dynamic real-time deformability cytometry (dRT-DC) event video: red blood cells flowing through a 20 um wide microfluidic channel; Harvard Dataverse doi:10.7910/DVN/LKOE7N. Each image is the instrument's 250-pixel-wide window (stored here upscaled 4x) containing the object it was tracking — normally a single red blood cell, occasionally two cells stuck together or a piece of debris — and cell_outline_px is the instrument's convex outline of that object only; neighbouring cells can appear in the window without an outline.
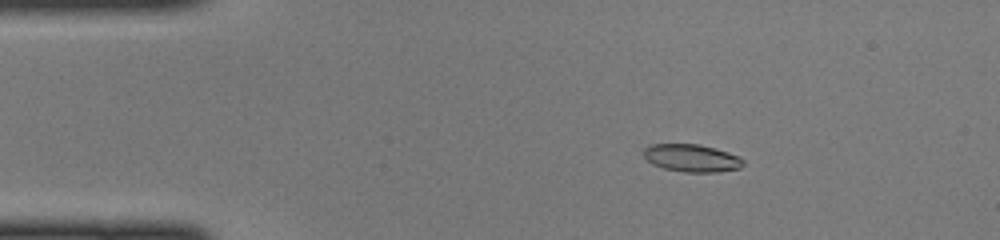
{"species": "common noctule bat (a hibernating species)", "species_latin": "Nyctalus noctula", "temperature_condition": "cold", "stored_images_in_passage": 46, "camera_frame_rate_fps": 3000, "um_per_image_px": 0.085, "animal": {"sex": "female", "body_mass_g": 22.0, "forearm_length_mm": 56.7}, "frame": {"image": 1, "passage_image": 7, "time_ms": 2.0, "image_size_px": [1000, 240], "cell_outline_px": [[744, 164], [740, 168], [716, 172], [684, 172], [664, 168], [652, 164], [644, 156], [644, 148], [648, 144], [700, 144], [716, 148], [740, 156], [744, 160]], "centroid_in_image_um": [58.81, 13.42], "position_along_channel_um": 26.2, "area_um2": 16.13}}
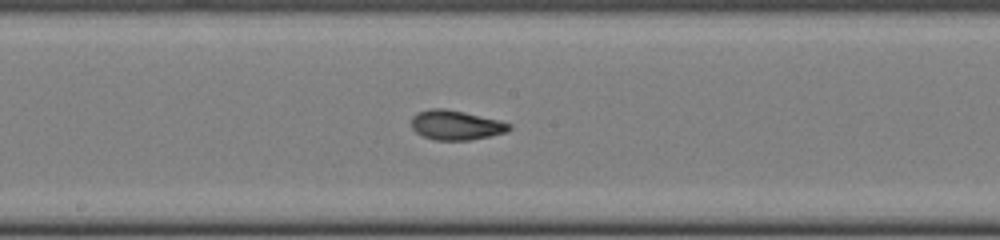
{"frame": {"image": 2, "passage_image": 24, "time_ms": 7.667, "image_size_px": [1000, 240], "cell_outline_px": [[512, 128], [508, 132], [468, 140], [436, 140], [420, 136], [412, 128], [412, 116], [416, 112], [432, 108], [444, 108], [464, 112], [500, 120], [512, 124]], "centroid_in_image_um": [38.75, 10.63], "position_along_channel_um": 209.5, "area_um2": 16.99}}
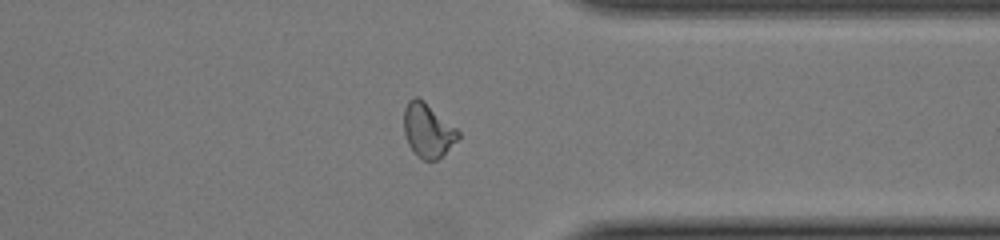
{"frame": {"image": 3, "passage_image": 36, "time_ms": 11.667, "image_size_px": [1000, 240], "cell_outline_px": [[460, 136], [436, 160], [424, 160], [416, 156], [408, 144], [404, 132], [404, 108], [408, 100], [412, 96], [416, 96], [424, 100], [456, 128], [460, 132]], "centroid_in_image_um": [36.32, 11.04], "position_along_channel_um": 375.1, "area_um2": 16.94}}